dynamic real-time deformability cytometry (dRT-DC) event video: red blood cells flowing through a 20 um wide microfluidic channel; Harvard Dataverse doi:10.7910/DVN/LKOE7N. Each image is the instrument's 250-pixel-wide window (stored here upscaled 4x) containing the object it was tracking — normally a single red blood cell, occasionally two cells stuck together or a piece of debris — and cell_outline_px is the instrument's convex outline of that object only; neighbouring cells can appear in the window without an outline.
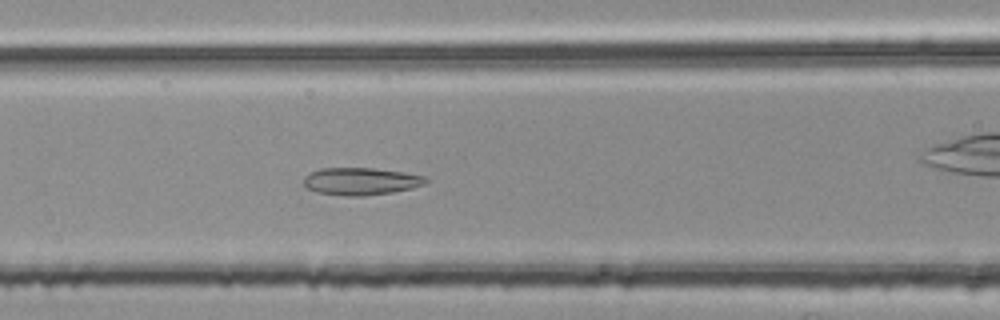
{"species": "common noctule bat (a hibernating species)", "species_latin": "Nyctalus noctula", "temperature_condition": "room temperature", "stored_images_in_passage": 49, "camera_frame_rate_fps": 3000, "um_per_image_px": 0.085, "animal": {"sex": "female", "body_mass_g": 25.1}, "frame": {"image": 1, "passage_image": 19, "time_ms": 6.0, "image_size_px": [1000, 320], "cell_outline_px": [[428, 180], [424, 184], [412, 188], [392, 192], [364, 196], [344, 196], [316, 192], [304, 188], [304, 176], [320, 168], [372, 168], [404, 172], [424, 176]], "centroid_in_image_um": [30.64, 15.41], "position_along_channel_um": 136.0, "area_um2": 19.54}}
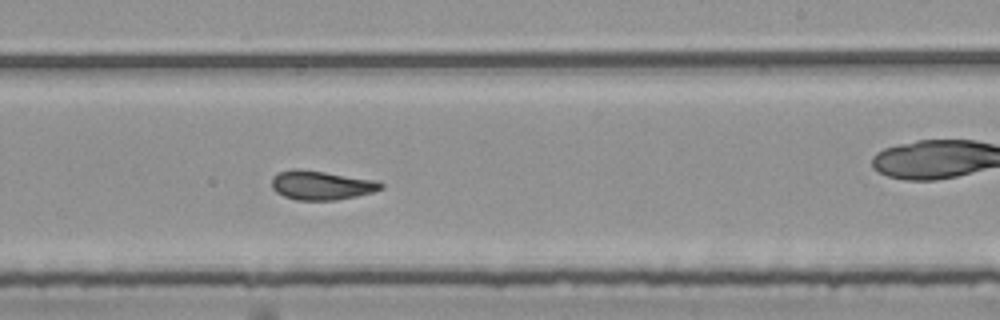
{"frame": {"image": 2, "passage_image": 29, "time_ms": 9.333, "image_size_px": [1000, 320], "cell_outline_px": [[384, 188], [372, 192], [356, 196], [336, 200], [296, 200], [284, 196], [276, 192], [272, 188], [272, 176], [276, 172], [292, 168], [300, 168], [372, 180], [384, 184]], "centroid_in_image_um": [27.24, 15.74], "position_along_channel_um": 261.8, "area_um2": 18.5}}
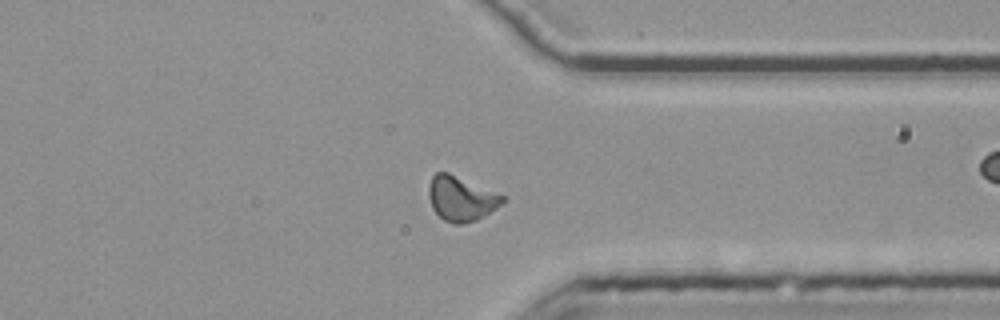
{"frame": {"image": 3, "passage_image": 38, "time_ms": 12.333, "image_size_px": [1000, 320], "cell_outline_px": [[504, 200], [496, 208], [484, 216], [476, 220], [464, 224], [452, 224], [444, 220], [432, 208], [428, 192], [428, 188], [432, 176], [436, 172], [448, 172], [504, 196]], "centroid_in_image_um": [39.16, 16.89], "position_along_channel_um": 372.2, "area_um2": 18.96}, "authors_computed_cell_mechanics": {"area_um2": 18.785, "velocity_mm_per_s": 3.7903, "shape_relaxation_time_tau1_ms": null, "shape_relaxation_time_tau2_ms": 1.6139, "deformation_change_tau1": null, "deformation_change_tau2": 0.0921}}